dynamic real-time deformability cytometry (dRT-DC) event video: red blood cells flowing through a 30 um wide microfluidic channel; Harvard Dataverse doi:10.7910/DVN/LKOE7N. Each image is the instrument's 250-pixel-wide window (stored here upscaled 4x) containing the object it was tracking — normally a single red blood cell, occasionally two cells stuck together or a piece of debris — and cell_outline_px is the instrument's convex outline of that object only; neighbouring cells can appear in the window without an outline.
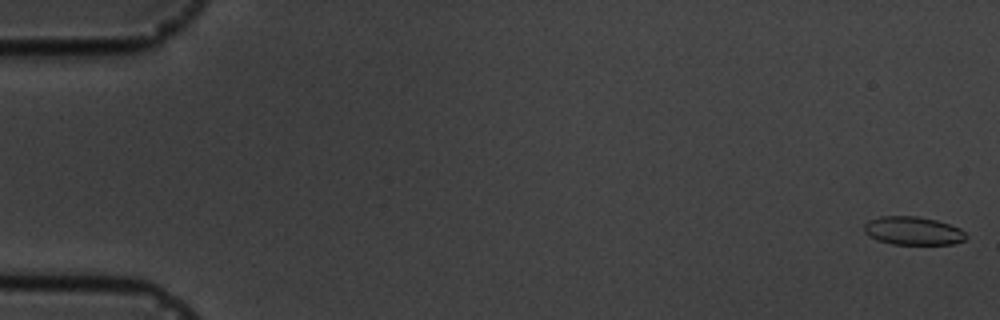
{"species": "common noctule bat (a hibernating species)", "species_latin": "Nyctalus noctula", "temperature_condition": "cold", "stored_images_in_passage": 5, "camera_frame_rate_fps": 3000, "um_per_image_px": 0.085, "animal": {"sex": "male", "body_mass_g": 19.5, "forearm_length_mm": 54.6}, "frame": {"image": 1, "passage_image": 1, "time_ms": 0.0, "image_size_px": [1000, 320], "cell_outline_px": [[968, 236], [964, 240], [952, 244], [892, 244], [876, 240], [868, 236], [864, 232], [864, 224], [868, 220], [880, 216], [916, 216], [936, 220], [960, 228]], "centroid_in_image_um": [77.57, 19.62], "position_along_channel_um": 7.4, "area_um2": 16.88}}